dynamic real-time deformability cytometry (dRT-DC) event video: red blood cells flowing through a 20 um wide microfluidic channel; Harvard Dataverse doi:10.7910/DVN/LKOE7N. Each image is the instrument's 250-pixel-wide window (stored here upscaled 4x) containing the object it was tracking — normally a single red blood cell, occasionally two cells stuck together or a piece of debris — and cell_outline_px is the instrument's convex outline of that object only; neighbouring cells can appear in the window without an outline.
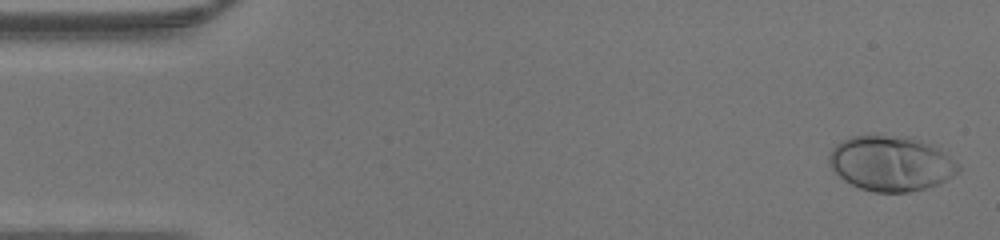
{"species": "human", "species_latin": "Homo sapiens", "temperature_condition": "warm", "stored_images_in_passage": 46, "camera_frame_rate_fps": 3000, "um_per_image_px": 0.085, "donor": {"sex": "male"}, "frame": {"image": 1, "passage_image": 1, "time_ms": 0.0, "image_size_px": [1000, 240], "cell_outline_px": [[960, 172], [936, 184], [924, 188], [908, 192], [876, 192], [860, 188], [844, 180], [828, 164], [828, 156], [832, 148], [840, 140], [852, 136], [884, 136], [920, 140], [940, 148], [960, 164]], "centroid_in_image_um": [75.73, 13.9], "position_along_channel_um": 9.3, "area_um2": 41.1}}
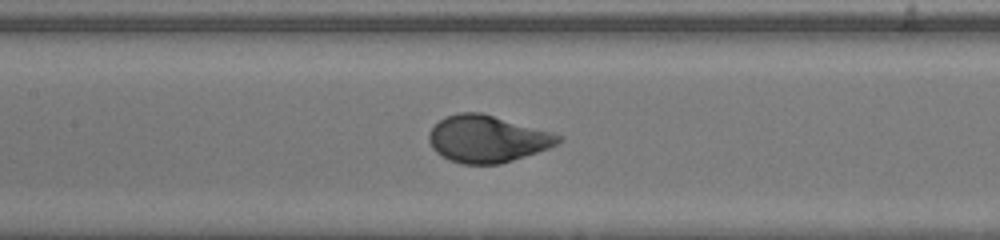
{"frame": {"image": 2, "passage_image": 21, "time_ms": 6.667, "image_size_px": [1000, 240], "cell_outline_px": [[564, 140], [548, 148], [500, 164], [464, 164], [452, 160], [436, 152], [432, 148], [428, 140], [428, 132], [444, 116], [460, 112], [480, 112], [548, 132], [560, 136]], "centroid_in_image_um": [41.36, 11.8], "position_along_channel_um": 166.0, "area_um2": 34.74}}
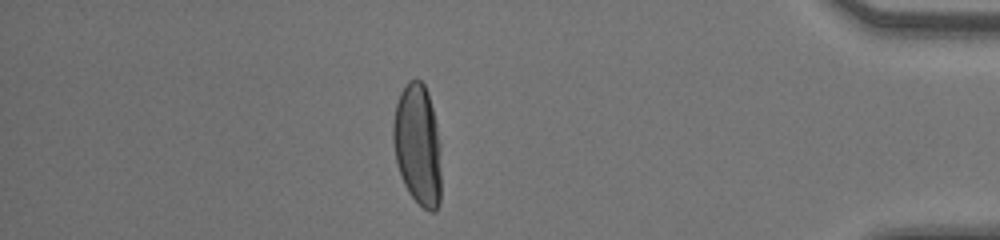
{"frame": {"image": 3, "passage_image": 40, "time_ms": 13.0, "image_size_px": [1000, 240], "cell_outline_px": [[440, 204], [436, 212], [428, 212], [408, 192], [404, 184], [396, 160], [392, 140], [392, 124], [396, 104], [400, 92], [408, 80], [420, 80], [424, 84], [428, 92], [436, 124], [440, 148]], "centroid_in_image_um": [35.49, 12.31], "position_along_channel_um": 399.7, "area_um2": 34.04}}